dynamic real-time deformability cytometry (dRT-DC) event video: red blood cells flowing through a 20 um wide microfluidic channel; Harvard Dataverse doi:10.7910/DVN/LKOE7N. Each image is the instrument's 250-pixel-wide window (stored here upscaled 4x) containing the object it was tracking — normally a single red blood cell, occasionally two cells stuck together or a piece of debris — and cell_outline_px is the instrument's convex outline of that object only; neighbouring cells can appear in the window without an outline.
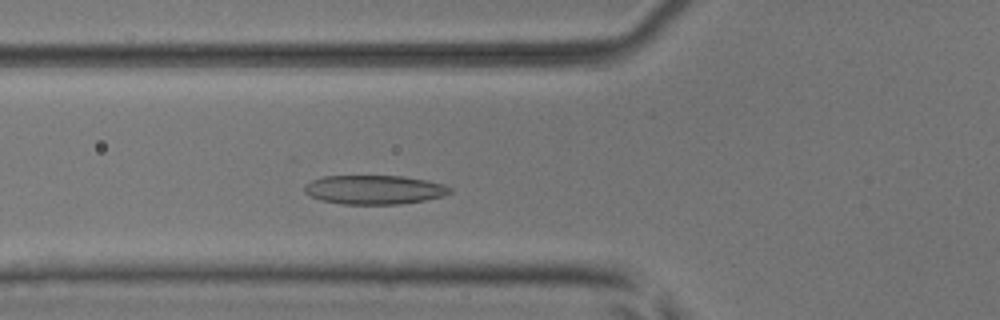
{"species": "common noctule bat (a hibernating species)", "species_latin": "Nyctalus noctula", "temperature_condition": "room temperature", "stored_images_in_passage": 36, "camera_frame_rate_fps": 3000, "um_per_image_px": 0.085, "animal": {"sex": "male", "body_mass_g": 17.9, "forearm_length_mm": 54.2}, "frame": {"image": 1, "passage_image": 8, "time_ms": 2.333, "image_size_px": [1000, 320], "cell_outline_px": [[452, 192], [444, 196], [424, 200], [400, 204], [344, 204], [320, 200], [304, 192], [304, 184], [312, 180], [324, 176], [404, 176], [428, 180], [444, 184], [452, 188]], "centroid_in_image_um": [31.84, 16.12], "position_along_channel_um": 94.0, "area_um2": 24.74}}
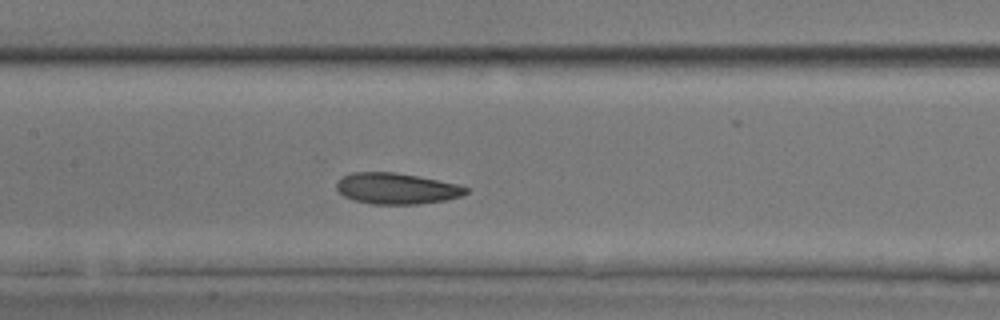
{"frame": {"image": 2, "passage_image": 14, "time_ms": 4.333, "image_size_px": [1000, 320], "cell_outline_px": [[468, 192], [460, 196], [444, 200], [420, 204], [372, 204], [352, 200], [344, 196], [336, 188], [336, 184], [344, 176], [352, 172], [396, 172], [456, 184], [468, 188]], "centroid_in_image_um": [33.68, 16.03], "position_along_channel_um": 173.7, "area_um2": 23.18}}
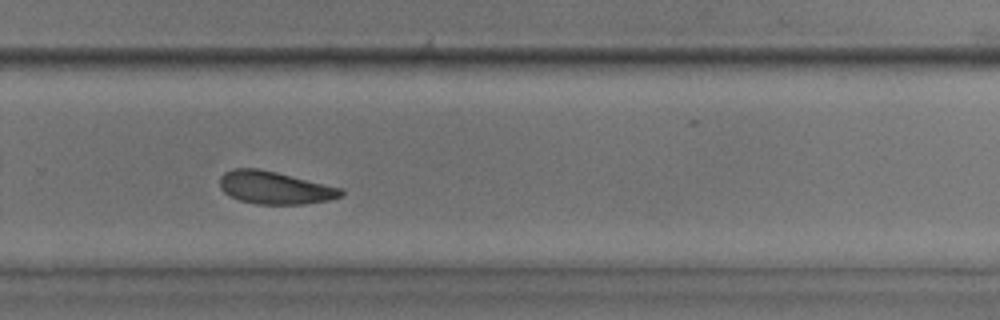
{"frame": {"image": 3, "passage_image": 24, "time_ms": 7.667, "image_size_px": [1000, 320], "cell_outline_px": [[344, 196], [332, 200], [304, 204], [256, 204], [240, 200], [228, 196], [220, 188], [220, 176], [224, 172], [232, 168], [256, 168], [276, 172], [344, 188]], "centroid_in_image_um": [23.39, 15.96], "position_along_channel_um": 306.4, "area_um2": 23.41}, "authors_computed_cell_mechanics": {"area_um2": 23.1489, "velocity_mm_per_s": 3.9907, "shape_relaxation_time_tau1_ms": 2.2976, "shape_relaxation_time_tau2_ms": 2.5069, "deformation_change_tau1": 0.085, "deformation_change_tau2": 0.0784}}